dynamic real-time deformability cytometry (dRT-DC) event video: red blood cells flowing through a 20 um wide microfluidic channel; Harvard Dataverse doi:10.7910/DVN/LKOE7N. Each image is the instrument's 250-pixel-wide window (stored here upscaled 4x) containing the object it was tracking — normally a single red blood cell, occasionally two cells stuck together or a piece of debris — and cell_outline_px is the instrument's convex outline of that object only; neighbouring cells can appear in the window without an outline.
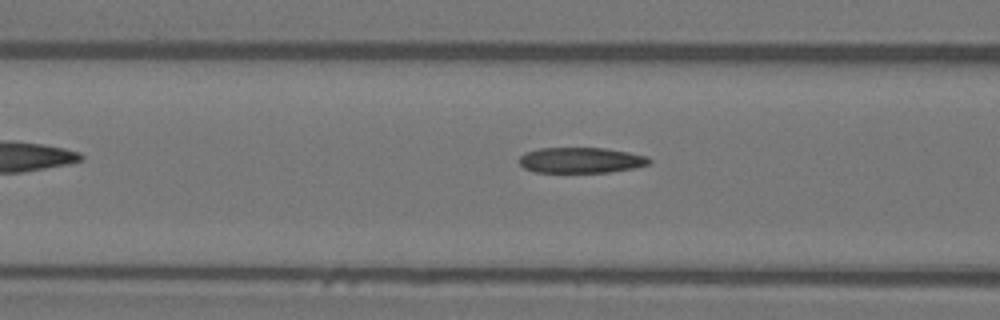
{"species": "Egyptian fruit bat (a non-hibernating species)", "species_latin": "Rousettus aegyptiacus", "temperature_condition": "warm", "stored_images_in_passage": 6, "camera_frame_rate_fps": 3000, "um_per_image_px": 0.085, "animal": {"sex": "female"}, "frame": {"image": 1, "passage_image": 4, "time_ms": 1.0, "image_size_px": [1000, 320], "cell_outline_px": [[652, 160], [648, 164], [636, 168], [608, 172], [536, 172], [524, 168], [520, 164], [520, 156], [524, 152], [540, 148], [604, 148], [628, 152], [648, 156]], "centroid_in_image_um": [49.39, 13.61], "position_along_channel_um": 117.2, "area_um2": 19.42}}